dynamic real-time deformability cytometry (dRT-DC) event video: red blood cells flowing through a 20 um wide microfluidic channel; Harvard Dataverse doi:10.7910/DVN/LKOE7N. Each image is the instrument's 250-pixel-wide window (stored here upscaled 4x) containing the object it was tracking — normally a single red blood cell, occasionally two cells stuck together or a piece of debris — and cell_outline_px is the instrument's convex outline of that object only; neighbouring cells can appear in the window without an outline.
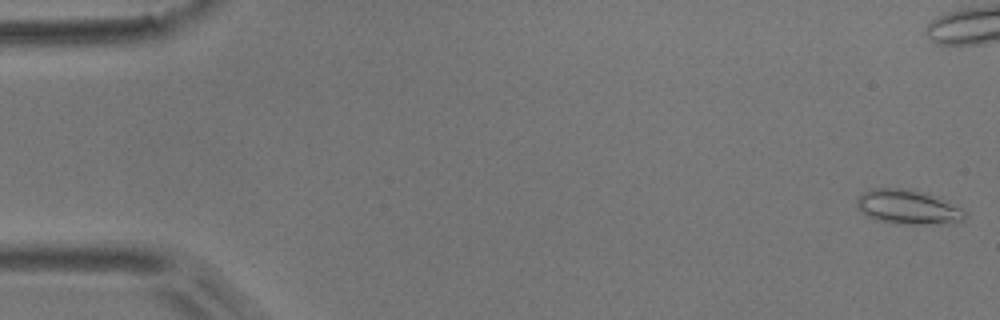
{"species": "common noctule bat (a hibernating species)", "species_latin": "Nyctalus noctula", "temperature_condition": "room temperature", "stored_images_in_passage": 7, "camera_frame_rate_fps": 3000, "um_per_image_px": 0.085, "animal": {"sex": "male", "body_mass_g": 17.9}, "frame": {"image": 1, "passage_image": 1, "time_ms": 0.0, "image_size_px": [1000, 320], "cell_outline_px": [[968, 212], [964, 220], [948, 224], [912, 224], [880, 220], [868, 216], [856, 208], [856, 200], [864, 192], [872, 188], [912, 188], [964, 208]], "centroid_in_image_um": [77.22, 17.59], "position_along_channel_um": 7.8, "area_um2": 21.68}}